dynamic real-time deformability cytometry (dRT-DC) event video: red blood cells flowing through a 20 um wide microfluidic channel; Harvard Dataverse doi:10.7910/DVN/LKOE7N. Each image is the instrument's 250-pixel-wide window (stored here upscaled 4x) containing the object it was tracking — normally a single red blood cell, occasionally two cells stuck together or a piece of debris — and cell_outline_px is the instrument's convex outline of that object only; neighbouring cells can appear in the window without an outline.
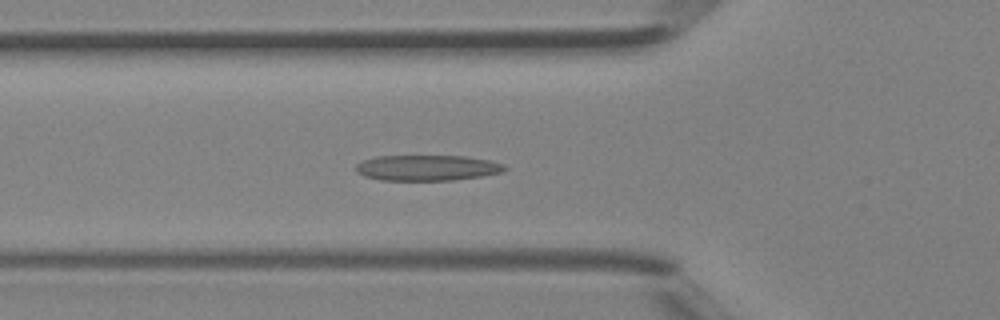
{"species": "Egyptian fruit bat (a non-hibernating species)", "species_latin": "Rousettus aegyptiacus", "temperature_condition": "room temperature", "stored_images_in_passage": 42, "camera_frame_rate_fps": 3000, "um_per_image_px": 0.085, "animal": {"sex": "female"}, "frame": {"image": 1, "passage_image": 15, "time_ms": 4.667, "image_size_px": [1000, 320], "cell_outline_px": [[508, 168], [500, 172], [480, 176], [452, 180], [380, 180], [364, 176], [356, 172], [356, 164], [364, 160], [376, 156], [464, 156], [492, 160], [504, 164]], "centroid_in_image_um": [36.3, 14.26], "position_along_channel_um": 89.5, "area_um2": 22.2}}
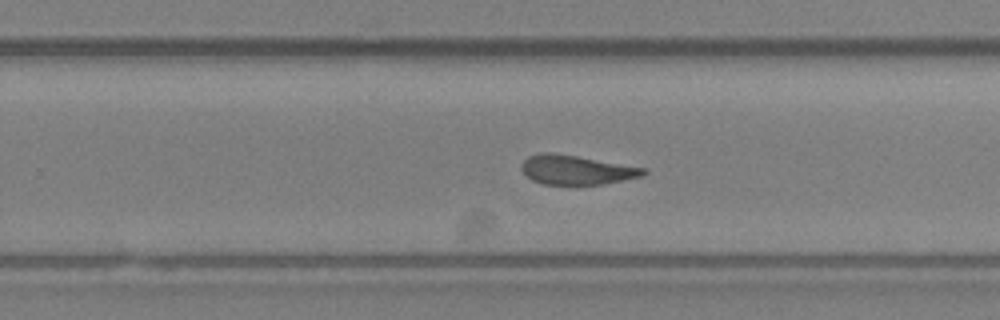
{"frame": {"image": 2, "passage_image": 27, "time_ms": 8.667, "image_size_px": [1000, 320], "cell_outline_px": [[648, 172], [644, 176], [600, 184], [576, 188], [540, 184], [532, 180], [520, 168], [524, 160], [528, 156], [540, 152], [552, 152], [576, 156], [644, 168]], "centroid_in_image_um": [48.94, 14.49], "position_along_channel_um": 280.9, "area_um2": 21.44}}
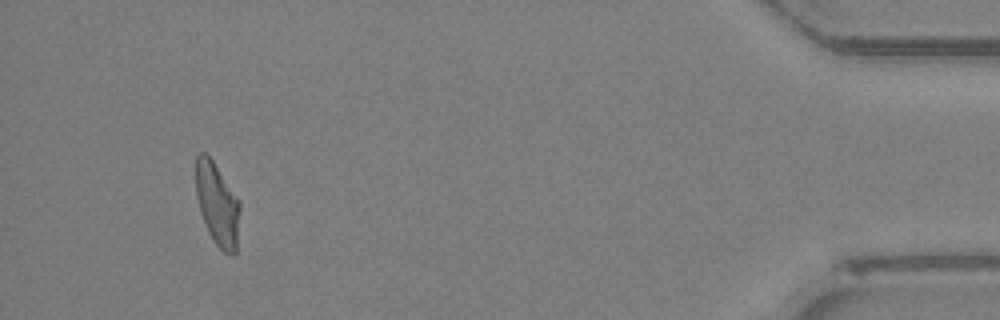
{"frame": {"image": 3, "passage_image": 40, "time_ms": 13.0, "image_size_px": [1000, 320], "cell_outline_px": [[240, 212], [236, 252], [232, 256], [224, 252], [216, 244], [208, 232], [200, 212], [196, 196], [196, 156], [200, 152], [208, 152], [240, 200]], "centroid_in_image_um": [18.48, 17.32], "position_along_channel_um": 416.7, "area_um2": 21.62}}